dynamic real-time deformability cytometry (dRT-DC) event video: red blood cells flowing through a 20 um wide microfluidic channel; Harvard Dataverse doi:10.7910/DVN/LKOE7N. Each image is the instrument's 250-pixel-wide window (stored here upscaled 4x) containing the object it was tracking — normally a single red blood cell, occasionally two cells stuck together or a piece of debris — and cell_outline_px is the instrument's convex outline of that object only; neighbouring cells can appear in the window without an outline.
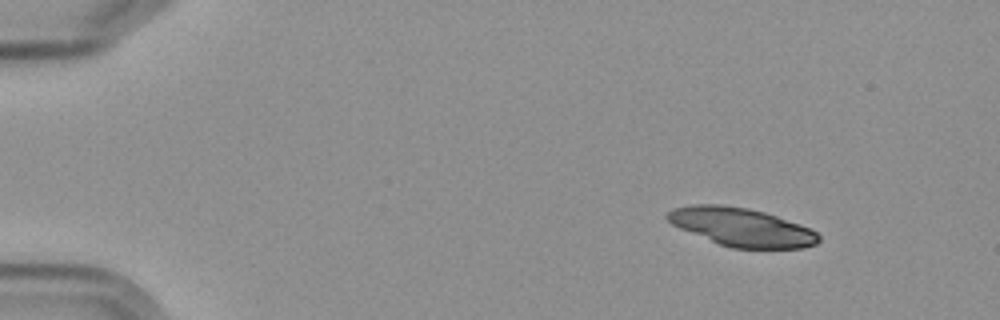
{"species": "Egyptian fruit bat (a non-hibernating species)", "species_latin": "Rousettus aegyptiacus", "temperature_condition": "cold", "stored_images_in_passage": 5, "camera_frame_rate_fps": 3000, "um_per_image_px": 0.085, "frame": {"image": 1, "passage_image": 1, "time_ms": 0.0, "image_size_px": [1000, 320], "cell_outline_px": [[820, 240], [816, 244], [804, 248], [732, 248], [720, 244], [680, 228], [672, 224], [664, 216], [672, 208], [692, 204], [724, 204], [748, 208], [764, 212], [812, 228], [820, 236]], "centroid_in_image_um": [63.04, 19.29], "position_along_channel_um": 22.0, "area_um2": 33.76}}